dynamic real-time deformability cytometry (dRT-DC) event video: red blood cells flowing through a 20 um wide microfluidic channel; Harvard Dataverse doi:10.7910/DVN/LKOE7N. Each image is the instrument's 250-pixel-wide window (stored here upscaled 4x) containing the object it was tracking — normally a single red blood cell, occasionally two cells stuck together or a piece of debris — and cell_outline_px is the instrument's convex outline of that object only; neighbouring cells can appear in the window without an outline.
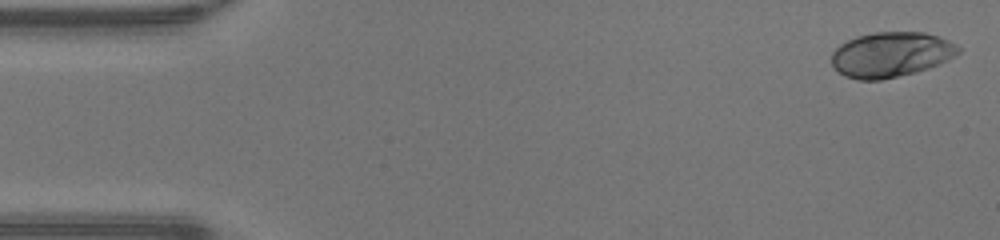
{"species": "human", "species_latin": "Homo sapiens", "temperature_condition": "warm", "stored_images_in_passage": 47, "camera_frame_rate_fps": 3000, "um_per_image_px": 0.085, "donor": {"sex": "male"}, "frame": {"image": 1, "passage_image": 1, "time_ms": 0.0, "image_size_px": [1000, 240], "cell_outline_px": [[960, 52], [948, 60], [928, 68], [916, 72], [880, 80], [860, 80], [844, 76], [832, 64], [832, 52], [840, 44], [856, 36], [876, 32], [924, 32], [940, 36], [956, 44], [960, 48]], "centroid_in_image_um": [75.75, 4.63], "position_along_channel_um": 9.3, "area_um2": 33.29}}
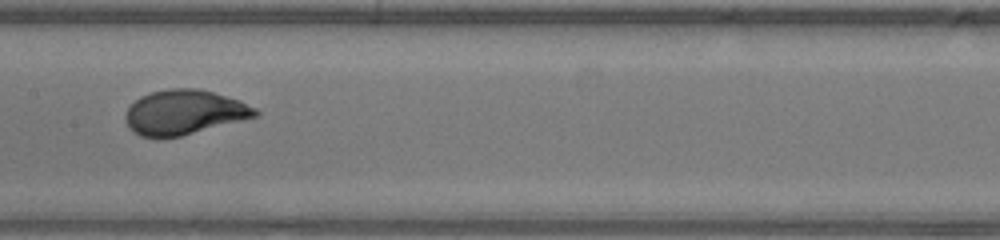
{"frame": {"image": 2, "passage_image": 23, "time_ms": 7.333, "image_size_px": [1000, 240], "cell_outline_px": [[260, 116], [180, 136], [140, 136], [128, 128], [124, 120], [124, 116], [128, 108], [140, 96], [152, 92], [168, 88], [196, 88], [212, 92], [240, 100], [256, 108], [260, 112]], "centroid_in_image_um": [15.68, 9.53], "position_along_channel_um": 191.7, "area_um2": 33.7}}
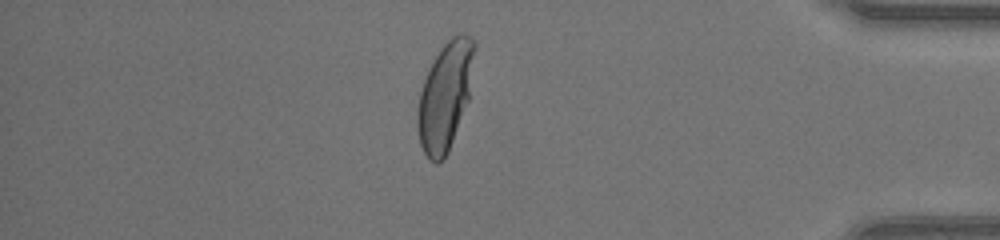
{"frame": {"image": 3, "passage_image": 40, "time_ms": 13.0, "image_size_px": [1000, 240], "cell_outline_px": [[476, 48], [468, 100], [448, 152], [444, 160], [436, 164], [424, 152], [420, 144], [416, 124], [416, 112], [420, 92], [428, 68], [440, 48], [452, 36], [468, 36], [476, 44]], "centroid_in_image_um": [37.81, 8.18], "position_along_channel_um": 397.4, "area_um2": 35.49}, "authors_computed_cell_mechanics": {"area_um2": 33.5818, "velocity_mm_per_s": 4.3286, "shape_relaxation_time_tau1_ms": 2.9884, "shape_relaxation_time_tau2_ms": null, "deformation_change_tau1": 0.2008, "deformation_change_tau2": null}}